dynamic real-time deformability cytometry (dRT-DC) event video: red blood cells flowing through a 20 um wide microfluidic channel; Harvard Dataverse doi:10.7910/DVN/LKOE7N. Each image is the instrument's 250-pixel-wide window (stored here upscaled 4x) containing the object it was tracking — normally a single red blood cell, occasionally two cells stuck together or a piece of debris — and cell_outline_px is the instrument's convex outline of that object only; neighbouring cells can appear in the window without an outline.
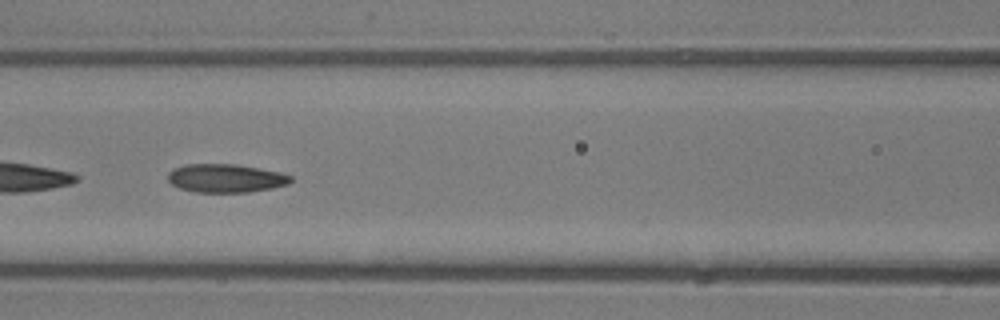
{"species": "common noctule bat (a hibernating species)", "species_latin": "Nyctalus noctula", "temperature_condition": "room temperature", "stored_images_in_passage": 41, "camera_frame_rate_fps": 3000, "um_per_image_px": 0.085, "animal": {"sex": "male", "body_mass_g": 13.3}, "frame": {"image": 1, "passage_image": 14, "time_ms": 4.333, "image_size_px": [1000, 320], "cell_outline_px": [[292, 180], [288, 184], [272, 188], [248, 192], [196, 192], [180, 188], [172, 184], [168, 180], [168, 172], [172, 168], [184, 164], [232, 164], [280, 172], [292, 176]], "centroid_in_image_um": [19.16, 15.15], "position_along_channel_um": 147.4, "area_um2": 20.29}}
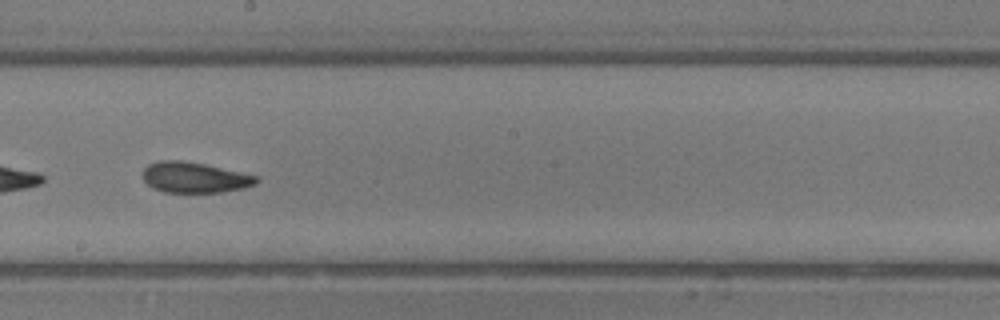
{"frame": {"image": 2, "passage_image": 20, "time_ms": 6.333, "image_size_px": [1000, 320], "cell_outline_px": [[260, 180], [256, 184], [244, 188], [220, 192], [164, 192], [152, 188], [144, 180], [144, 168], [148, 164], [160, 160], [180, 160], [204, 164], [240, 172], [256, 176]], "centroid_in_image_um": [16.53, 15.08], "position_along_channel_um": 231.7, "area_um2": 20.11}}
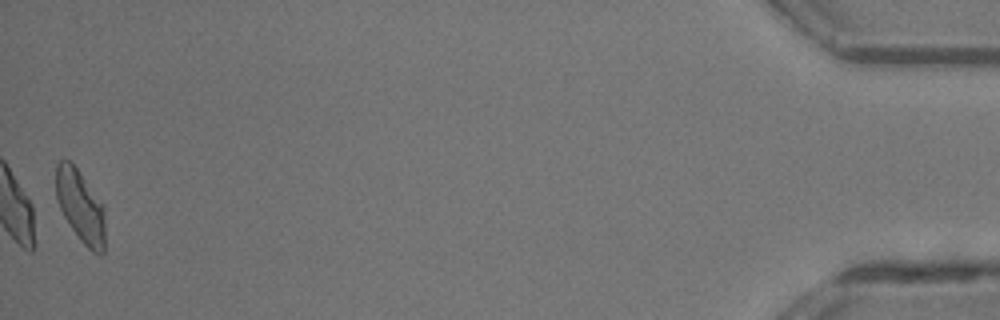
{"frame": {"image": 3, "passage_image": 41, "time_ms": 13.333, "image_size_px": [1000, 320], "cell_outline_px": [[104, 252], [100, 256], [92, 252], [80, 240], [64, 216], [56, 200], [56, 164], [60, 160], [68, 160], [76, 168], [104, 204]], "centroid_in_image_um": [6.85, 17.55], "position_along_channel_um": 428.4, "area_um2": 20.69}, "authors_computed_cell_mechanics": {"area_um2": 20.23, "velocity_mm_per_s": 4.2224, "shape_relaxation_time_tau1_ms": 4.3316, "shape_relaxation_time_tau2_ms": 2.666, "deformation_change_tau1": 0.1508, "deformation_change_tau2": 0.0964}}